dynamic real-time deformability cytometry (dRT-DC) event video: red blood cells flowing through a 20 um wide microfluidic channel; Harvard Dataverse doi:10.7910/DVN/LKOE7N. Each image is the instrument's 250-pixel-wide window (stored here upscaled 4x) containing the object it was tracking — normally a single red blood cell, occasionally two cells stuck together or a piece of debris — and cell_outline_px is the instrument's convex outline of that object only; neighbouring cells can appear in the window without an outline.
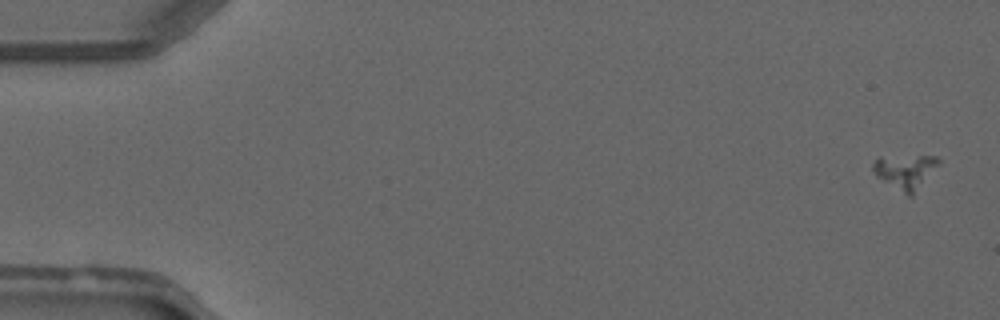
{"species": "common noctule bat (a hibernating species)", "species_latin": "Nyctalus noctula", "temperature_condition": "warm", "stored_images_in_passage": 53, "segment_of_instrument_passage": [1, 2], "camera_frame_rate_fps": 3000, "um_per_image_px": 0.085, "animal": {"sex": "male", "forearm_length_mm": 52.5}, "frame": {"image": 1, "passage_image": 2, "time_ms": 0.333, "image_size_px": [1000, 320], "cell_outline_px": [[940, 160], [912, 196], [908, 196], [876, 176], [872, 168], [872, 164], [880, 156], [936, 156]], "centroid_in_image_um": [76.89, 14.56], "position_along_channel_um": 8.1, "area_um2": 12.72}}
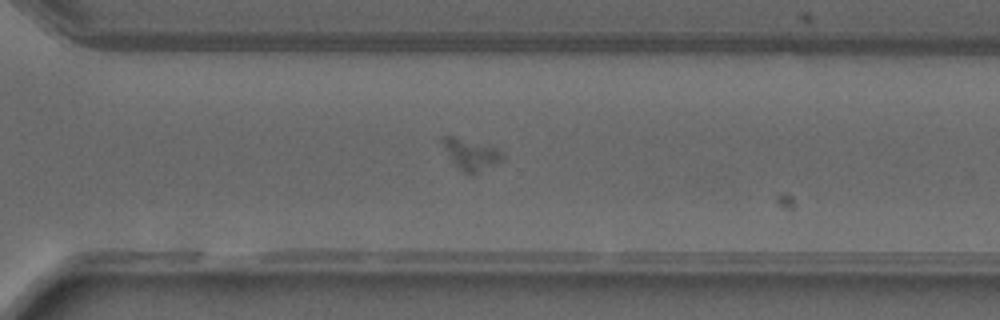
{"frame": {"image": 2, "passage_image": 37, "time_ms": 12.0, "image_size_px": [1000, 320], "cell_outline_px": [[504, 156], [500, 160], [472, 176], [464, 172], [452, 160], [440, 140], [440, 136], [452, 136], [496, 148]], "centroid_in_image_um": [39.99, 13.12], "position_along_channel_um": 330.6, "area_um2": 10.29}}
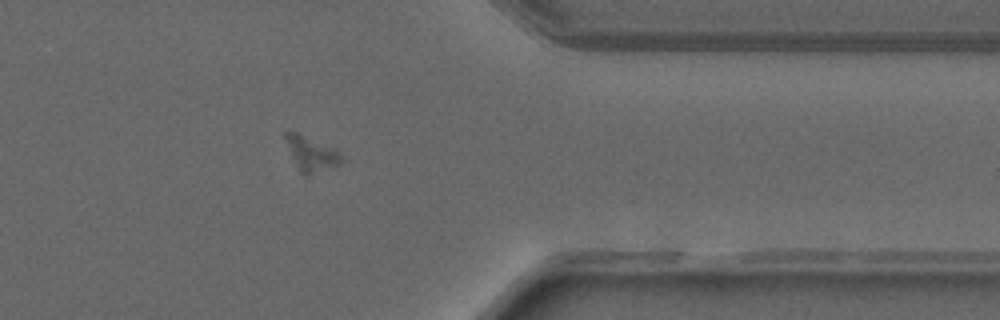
{"frame": {"image": 3, "passage_image": 42, "time_ms": 13.667, "image_size_px": [1000, 320], "cell_outline_px": [[340, 164], [308, 176], [304, 176], [300, 172], [292, 156], [284, 136], [284, 132], [296, 132], [336, 148], [340, 152]], "centroid_in_image_um": [26.46, 13.07], "position_along_channel_um": 384.9, "area_um2": 11.1}}